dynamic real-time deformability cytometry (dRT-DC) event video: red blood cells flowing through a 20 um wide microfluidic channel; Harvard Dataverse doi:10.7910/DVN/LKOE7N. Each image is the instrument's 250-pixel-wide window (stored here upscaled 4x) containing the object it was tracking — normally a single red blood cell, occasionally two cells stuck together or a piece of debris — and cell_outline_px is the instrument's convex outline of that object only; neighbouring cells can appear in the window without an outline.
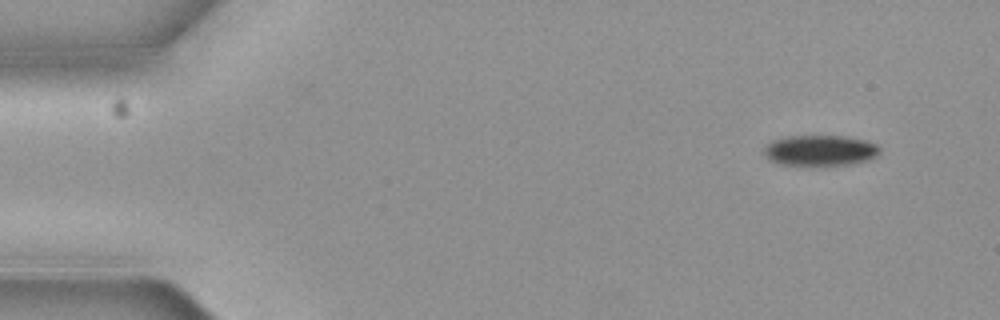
{"species": "common noctule bat (a hibernating species)", "species_latin": "Nyctalus noctula", "temperature_condition": "cold", "stored_images_in_passage": 5, "camera_frame_rate_fps": 3000, "um_per_image_px": 0.085, "animal": {"sex": "female", "body_mass_g": 19.3, "forearm_length_mm": 54.1}, "frame": {"image": 1, "passage_image": 1, "time_ms": 0.0, "image_size_px": [1000, 320], "cell_outline_px": [[880, 152], [876, 156], [868, 160], [852, 164], [820, 168], [804, 168], [776, 164], [768, 160], [764, 156], [764, 148], [772, 140], [788, 136], [840, 136], [864, 140], [876, 144], [880, 148]], "centroid_in_image_um": [69.65, 12.86], "position_along_channel_um": 15.4, "area_um2": 21.79}}
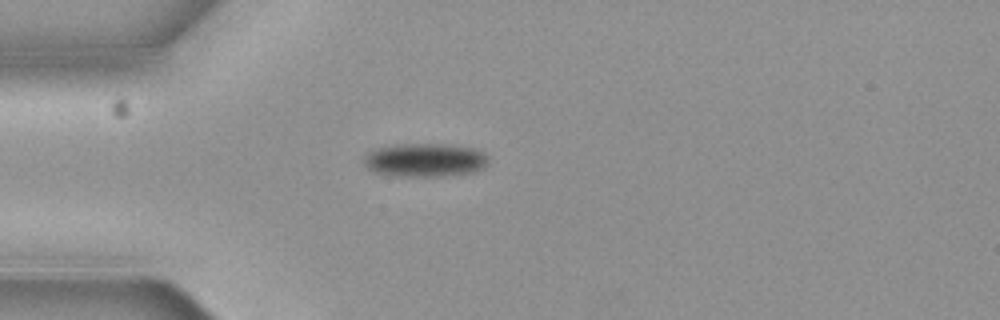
{"frame": {"image": 2, "passage_image": 4, "time_ms": 1.0, "image_size_px": [1000, 320], "cell_outline_px": [[488, 164], [484, 168], [472, 172], [444, 176], [392, 176], [372, 172], [364, 164], [364, 156], [368, 152], [376, 148], [396, 144], [440, 144], [476, 148], [488, 156]], "centroid_in_image_um": [36.11, 13.61], "position_along_channel_um": 48.9, "area_um2": 24.57}}